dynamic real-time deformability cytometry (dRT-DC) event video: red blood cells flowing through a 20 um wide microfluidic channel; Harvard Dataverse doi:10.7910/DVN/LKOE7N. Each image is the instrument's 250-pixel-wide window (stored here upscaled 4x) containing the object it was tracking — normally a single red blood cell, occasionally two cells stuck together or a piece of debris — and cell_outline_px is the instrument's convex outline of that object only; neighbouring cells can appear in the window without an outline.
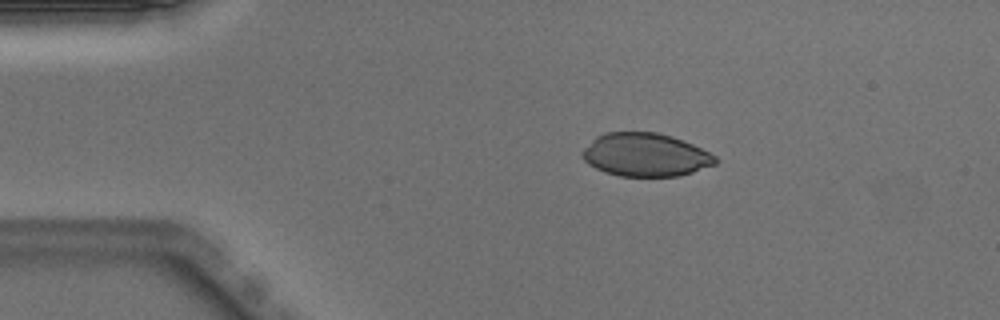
{"species": "Egyptian fruit bat (a non-hibernating species)", "species_latin": "Rousettus aegyptiacus", "temperature_condition": "warm", "stored_images_in_passage": 42, "camera_frame_rate_fps": 3000, "um_per_image_px": 0.085, "animal": {"sex": "male"}, "frame": {"image": 1, "passage_image": 1, "time_ms": 0.0, "image_size_px": [1000, 320], "cell_outline_px": [[716, 164], [680, 176], [620, 176], [604, 172], [588, 164], [584, 160], [580, 152], [596, 136], [604, 132], [656, 132], [672, 136], [692, 144], [716, 156]], "centroid_in_image_um": [54.83, 13.16], "position_along_channel_um": 30.2, "area_um2": 33.52}}
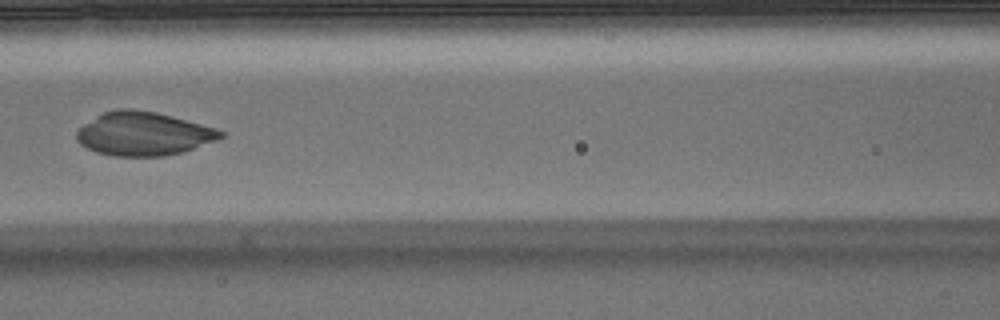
{"frame": {"image": 2, "passage_image": 14, "time_ms": 4.333, "image_size_px": [1000, 320], "cell_outline_px": [[224, 136], [216, 140], [180, 152], [164, 156], [112, 156], [96, 152], [80, 144], [76, 140], [76, 132], [84, 124], [96, 116], [104, 112], [116, 108], [132, 108], [156, 112], [172, 116], [216, 128], [224, 132]], "centroid_in_image_um": [12.16, 11.36], "position_along_channel_um": 154.4, "area_um2": 36.41}}
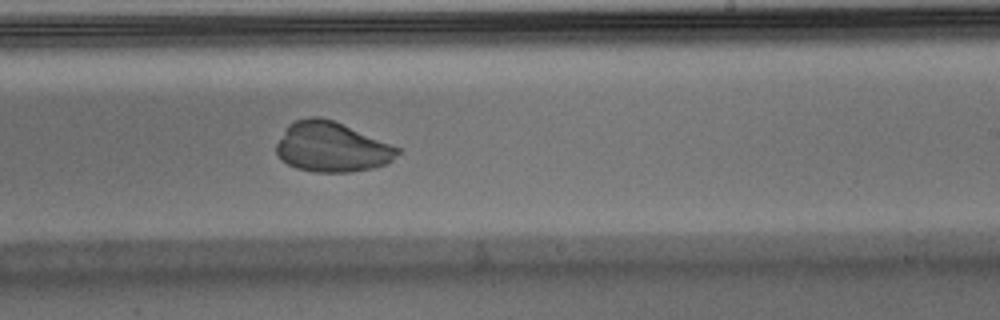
{"frame": {"image": 3, "passage_image": 22, "time_ms": 7.0, "image_size_px": [1000, 320], "cell_outline_px": [[404, 148], [392, 160], [384, 164], [372, 168], [352, 172], [312, 172], [296, 168], [280, 160], [276, 152], [276, 144], [288, 124], [296, 120], [308, 116], [320, 116], [332, 120]], "centroid_in_image_um": [28.2, 12.49], "position_along_channel_um": 260.8, "area_um2": 35.6}}